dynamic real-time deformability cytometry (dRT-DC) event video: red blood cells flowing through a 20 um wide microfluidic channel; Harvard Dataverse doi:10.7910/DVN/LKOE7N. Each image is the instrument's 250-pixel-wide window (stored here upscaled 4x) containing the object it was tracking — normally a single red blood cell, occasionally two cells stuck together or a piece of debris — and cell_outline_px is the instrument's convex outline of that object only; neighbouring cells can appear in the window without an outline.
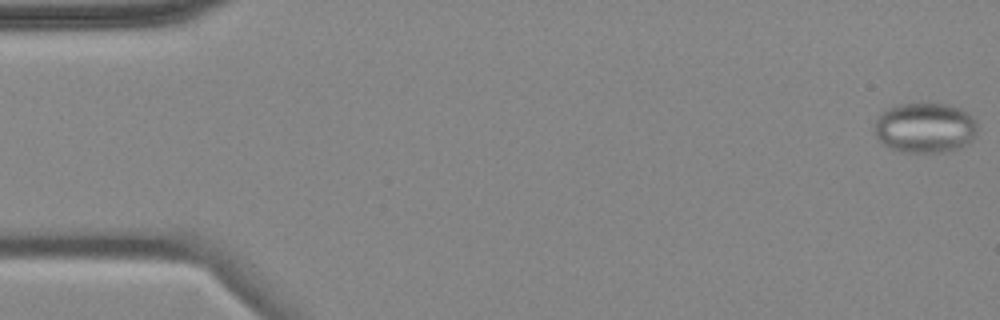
{"species": "common noctule bat (a hibernating species)", "species_latin": "Nyctalus noctula", "temperature_condition": "cold", "stored_images_in_passage": 5, "camera_frame_rate_fps": 3000, "um_per_image_px": 0.085, "animal": {"sex": "female", "body_mass_g": 18.4}, "frame": {"image": 1, "passage_image": 1, "time_ms": 0.0, "image_size_px": [1000, 320], "cell_outline_px": [[976, 136], [968, 144], [960, 148], [948, 152], [900, 152], [884, 144], [876, 136], [876, 116], [880, 112], [888, 108], [900, 104], [944, 104], [960, 108], [968, 112], [976, 120]], "centroid_in_image_um": [78.66, 10.87], "position_along_channel_um": 6.3, "area_um2": 30.23}}